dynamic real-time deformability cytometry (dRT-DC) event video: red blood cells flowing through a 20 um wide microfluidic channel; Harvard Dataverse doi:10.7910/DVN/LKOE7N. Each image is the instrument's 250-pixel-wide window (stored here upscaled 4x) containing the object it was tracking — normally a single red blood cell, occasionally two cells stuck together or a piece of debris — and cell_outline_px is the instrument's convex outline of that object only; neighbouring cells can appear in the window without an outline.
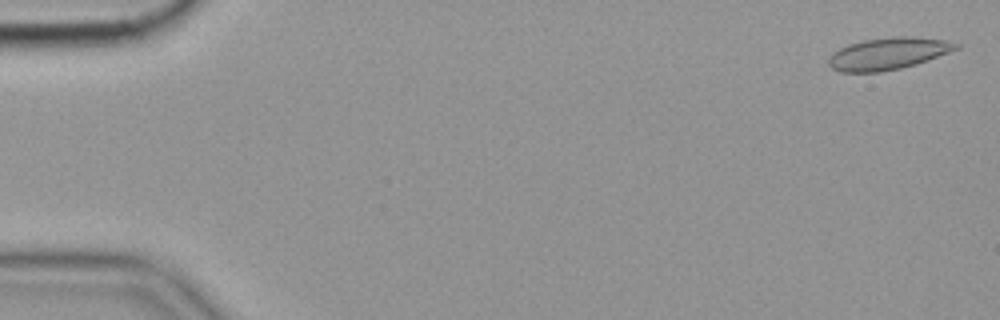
{"species": "common noctule bat (a hibernating species)", "species_latin": "Nyctalus noctula", "temperature_condition": "cold", "stored_images_in_passage": 57, "camera_frame_rate_fps": 3000, "um_per_image_px": 0.085, "animal": {"sex": "female", "body_mass_g": 19.9}, "frame": {"image": 1, "passage_image": 2, "time_ms": 0.333, "image_size_px": [1000, 320], "cell_outline_px": [[960, 48], [916, 64], [900, 68], [880, 72], [840, 72], [832, 68], [828, 64], [828, 56], [832, 52], [848, 44], [864, 40], [896, 36], [912, 36], [948, 40], [960, 44]], "centroid_in_image_um": [75.48, 4.55], "position_along_channel_um": 9.5, "area_um2": 23.87}}
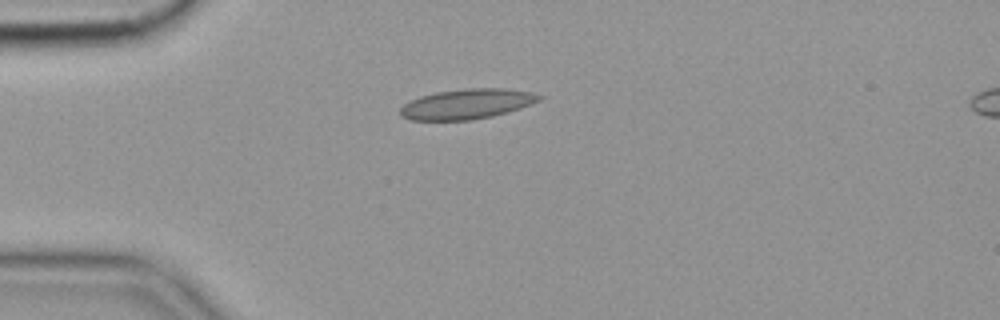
{"frame": {"image": 2, "passage_image": 15, "time_ms": 4.667, "image_size_px": [1000, 320], "cell_outline_px": [[544, 96], [540, 100], [532, 104], [520, 108], [492, 116], [468, 120], [412, 120], [400, 116], [400, 108], [404, 104], [420, 96], [436, 92], [464, 88], [504, 88], [532, 92]], "centroid_in_image_um": [39.7, 8.83], "position_along_channel_um": 45.3, "area_um2": 24.33}}
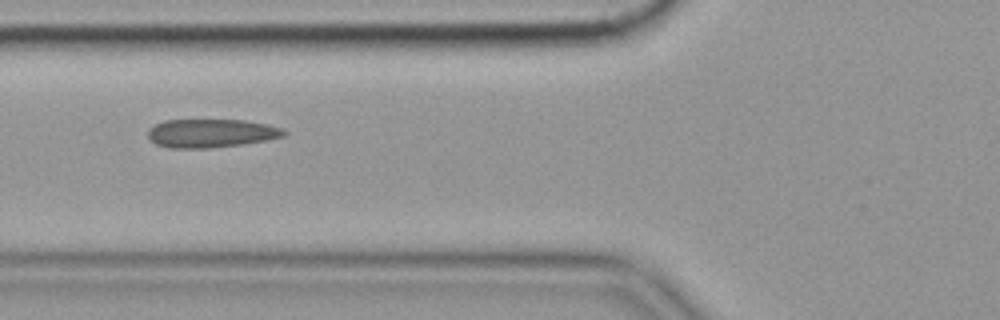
{"frame": {"image": 3, "passage_image": 22, "time_ms": 7.0, "image_size_px": [1000, 320], "cell_outline_px": [[288, 132], [284, 136], [268, 140], [240, 144], [208, 148], [168, 148], [156, 144], [148, 140], [148, 128], [164, 120], [244, 120], [268, 124], [284, 128]], "centroid_in_image_um": [17.94, 11.32], "position_along_channel_um": 107.9, "area_um2": 22.77}, "authors_computed_cell_mechanics": {"area_um2": 22.7154, "velocity_mm_per_s": 3.5524, "shape_relaxation_time_tau1_ms": null, "shape_relaxation_time_tau2_ms": 2.6794, "deformation_change_tau1": null, "deformation_change_tau2": 0.0737}}